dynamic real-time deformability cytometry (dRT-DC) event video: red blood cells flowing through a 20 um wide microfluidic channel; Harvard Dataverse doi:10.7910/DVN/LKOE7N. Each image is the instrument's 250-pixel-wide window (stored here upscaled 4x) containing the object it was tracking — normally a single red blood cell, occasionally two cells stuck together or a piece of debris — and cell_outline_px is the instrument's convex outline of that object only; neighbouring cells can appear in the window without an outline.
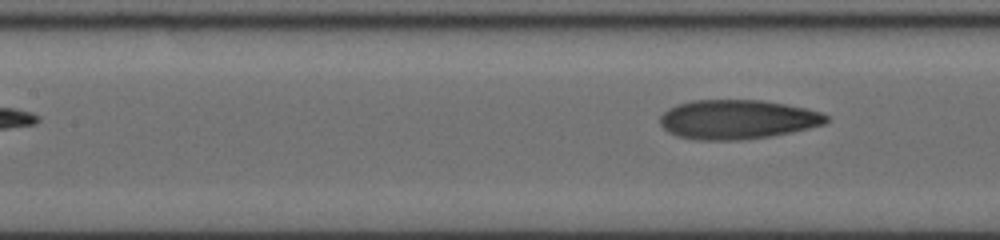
{"species": "human", "species_latin": "Homo sapiens", "temperature_condition": "cold", "stored_images_in_passage": 10, "segment_of_instrument_passage": [2, 2], "camera_frame_rate_fps": 3000, "um_per_image_px": 0.085, "donor": {"sex": "female"}, "frame": {"image": 1, "passage_image": 10, "time_ms": 8.333, "image_size_px": [1000, 240], "cell_outline_px": [[828, 120], [824, 124], [808, 128], [768, 136], [736, 140], [696, 140], [676, 136], [668, 132], [660, 124], [660, 116], [668, 108], [676, 104], [692, 100], [764, 100], [804, 108], [820, 112], [828, 116]], "centroid_in_image_um": [62.61, 10.14], "position_along_channel_um": 144.8, "area_um2": 37.92}}